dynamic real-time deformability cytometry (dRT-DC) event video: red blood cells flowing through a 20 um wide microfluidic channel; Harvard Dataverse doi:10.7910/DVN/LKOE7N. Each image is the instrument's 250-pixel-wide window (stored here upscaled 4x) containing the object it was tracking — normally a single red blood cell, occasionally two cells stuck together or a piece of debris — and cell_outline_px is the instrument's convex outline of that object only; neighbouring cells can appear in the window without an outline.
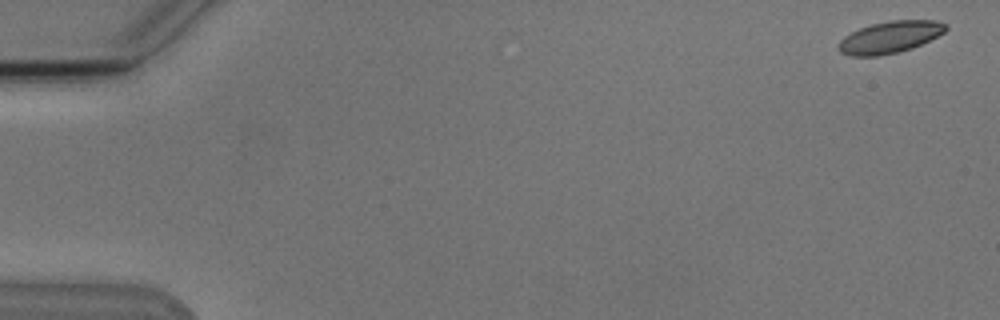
{"species": "Egyptian fruit bat (a non-hibernating species)", "species_latin": "Rousettus aegyptiacus", "temperature_condition": "cold", "stored_images_in_passage": 6, "camera_frame_rate_fps": 3000, "um_per_image_px": 0.085, "animal": {"sex": "male"}, "frame": {"image": 1, "passage_image": 1, "time_ms": 0.0, "image_size_px": [1000, 320], "cell_outline_px": [[948, 28], [944, 32], [912, 48], [880, 56], [852, 56], [840, 52], [836, 48], [840, 40], [844, 36], [860, 28], [872, 24], [888, 20], [936, 20], [948, 24]], "centroid_in_image_um": [75.62, 3.15], "position_along_channel_um": 9.4, "area_um2": 19.88}}
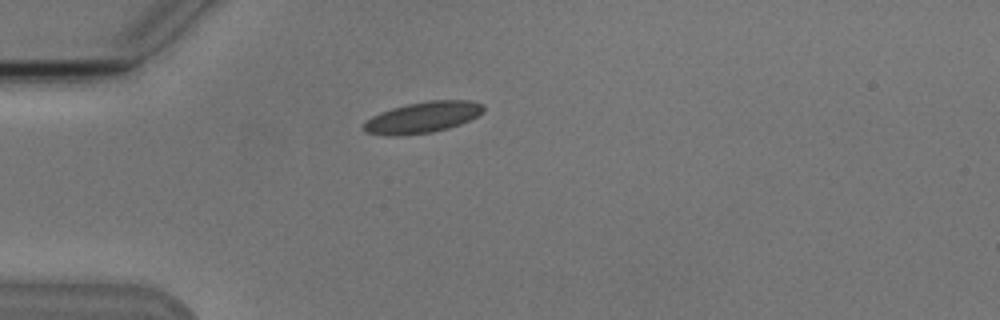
{"frame": {"image": 2, "passage_image": 5, "time_ms": 4.667, "image_size_px": [1000, 320], "cell_outline_px": [[484, 112], [460, 124], [448, 128], [432, 132], [396, 136], [388, 136], [364, 132], [360, 128], [372, 116], [380, 112], [392, 108], [408, 104], [428, 100], [472, 100], [484, 104]], "centroid_in_image_um": [35.92, 9.97], "position_along_channel_um": 49.1, "area_um2": 21.79}}